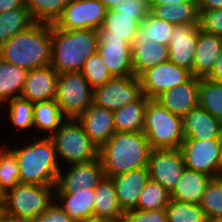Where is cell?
<instances>
[{
    "label": "cell",
    "instance_id": "1",
    "mask_svg": "<svg viewBox=\"0 0 222 222\" xmlns=\"http://www.w3.org/2000/svg\"><path fill=\"white\" fill-rule=\"evenodd\" d=\"M25 137L23 144L20 139L17 143L14 140L6 142L7 147L17 157L20 183L56 186L61 166L52 139L44 136H27L26 140Z\"/></svg>",
    "mask_w": 222,
    "mask_h": 222
},
{
    "label": "cell",
    "instance_id": "2",
    "mask_svg": "<svg viewBox=\"0 0 222 222\" xmlns=\"http://www.w3.org/2000/svg\"><path fill=\"white\" fill-rule=\"evenodd\" d=\"M0 58L27 71L51 64V24L35 22L0 47Z\"/></svg>",
    "mask_w": 222,
    "mask_h": 222
},
{
    "label": "cell",
    "instance_id": "3",
    "mask_svg": "<svg viewBox=\"0 0 222 222\" xmlns=\"http://www.w3.org/2000/svg\"><path fill=\"white\" fill-rule=\"evenodd\" d=\"M152 148L144 133L115 132L99 148V159L106 177L148 167Z\"/></svg>",
    "mask_w": 222,
    "mask_h": 222
},
{
    "label": "cell",
    "instance_id": "4",
    "mask_svg": "<svg viewBox=\"0 0 222 222\" xmlns=\"http://www.w3.org/2000/svg\"><path fill=\"white\" fill-rule=\"evenodd\" d=\"M51 67L58 73L81 71L87 59L97 53L98 33L94 29L62 30L51 24Z\"/></svg>",
    "mask_w": 222,
    "mask_h": 222
},
{
    "label": "cell",
    "instance_id": "5",
    "mask_svg": "<svg viewBox=\"0 0 222 222\" xmlns=\"http://www.w3.org/2000/svg\"><path fill=\"white\" fill-rule=\"evenodd\" d=\"M50 138L60 166L88 163L99 158V148L77 119H66Z\"/></svg>",
    "mask_w": 222,
    "mask_h": 222
},
{
    "label": "cell",
    "instance_id": "6",
    "mask_svg": "<svg viewBox=\"0 0 222 222\" xmlns=\"http://www.w3.org/2000/svg\"><path fill=\"white\" fill-rule=\"evenodd\" d=\"M143 133L152 149H178L185 139L183 117L150 99L146 107Z\"/></svg>",
    "mask_w": 222,
    "mask_h": 222
},
{
    "label": "cell",
    "instance_id": "7",
    "mask_svg": "<svg viewBox=\"0 0 222 222\" xmlns=\"http://www.w3.org/2000/svg\"><path fill=\"white\" fill-rule=\"evenodd\" d=\"M55 186L19 183L5 192L3 212L32 221L54 202Z\"/></svg>",
    "mask_w": 222,
    "mask_h": 222
},
{
    "label": "cell",
    "instance_id": "8",
    "mask_svg": "<svg viewBox=\"0 0 222 222\" xmlns=\"http://www.w3.org/2000/svg\"><path fill=\"white\" fill-rule=\"evenodd\" d=\"M55 100L66 119H77L93 104V88L80 71L61 73Z\"/></svg>",
    "mask_w": 222,
    "mask_h": 222
},
{
    "label": "cell",
    "instance_id": "9",
    "mask_svg": "<svg viewBox=\"0 0 222 222\" xmlns=\"http://www.w3.org/2000/svg\"><path fill=\"white\" fill-rule=\"evenodd\" d=\"M185 168L213 178L222 174V155L218 139L184 140L180 147Z\"/></svg>",
    "mask_w": 222,
    "mask_h": 222
},
{
    "label": "cell",
    "instance_id": "10",
    "mask_svg": "<svg viewBox=\"0 0 222 222\" xmlns=\"http://www.w3.org/2000/svg\"><path fill=\"white\" fill-rule=\"evenodd\" d=\"M142 95V88L138 77L115 76L104 85L93 89V103L114 111L126 104L137 101Z\"/></svg>",
    "mask_w": 222,
    "mask_h": 222
},
{
    "label": "cell",
    "instance_id": "11",
    "mask_svg": "<svg viewBox=\"0 0 222 222\" xmlns=\"http://www.w3.org/2000/svg\"><path fill=\"white\" fill-rule=\"evenodd\" d=\"M107 8L97 0H70L54 25L62 30L99 29Z\"/></svg>",
    "mask_w": 222,
    "mask_h": 222
},
{
    "label": "cell",
    "instance_id": "12",
    "mask_svg": "<svg viewBox=\"0 0 222 222\" xmlns=\"http://www.w3.org/2000/svg\"><path fill=\"white\" fill-rule=\"evenodd\" d=\"M98 33V54L113 77L134 76L132 66V45L122 37L109 36L100 28Z\"/></svg>",
    "mask_w": 222,
    "mask_h": 222
},
{
    "label": "cell",
    "instance_id": "13",
    "mask_svg": "<svg viewBox=\"0 0 222 222\" xmlns=\"http://www.w3.org/2000/svg\"><path fill=\"white\" fill-rule=\"evenodd\" d=\"M191 76L190 71L168 60L145 70L138 78L142 94L149 99H155L164 91L186 82Z\"/></svg>",
    "mask_w": 222,
    "mask_h": 222
},
{
    "label": "cell",
    "instance_id": "14",
    "mask_svg": "<svg viewBox=\"0 0 222 222\" xmlns=\"http://www.w3.org/2000/svg\"><path fill=\"white\" fill-rule=\"evenodd\" d=\"M184 169L185 161L180 148L152 149L148 161L150 179L170 193L181 179Z\"/></svg>",
    "mask_w": 222,
    "mask_h": 222
},
{
    "label": "cell",
    "instance_id": "15",
    "mask_svg": "<svg viewBox=\"0 0 222 222\" xmlns=\"http://www.w3.org/2000/svg\"><path fill=\"white\" fill-rule=\"evenodd\" d=\"M104 176L99 158L88 163L62 166L54 192H73L82 188L94 189Z\"/></svg>",
    "mask_w": 222,
    "mask_h": 222
},
{
    "label": "cell",
    "instance_id": "16",
    "mask_svg": "<svg viewBox=\"0 0 222 222\" xmlns=\"http://www.w3.org/2000/svg\"><path fill=\"white\" fill-rule=\"evenodd\" d=\"M199 24L175 25L173 36L168 44L169 61L183 67L193 75V60L197 47Z\"/></svg>",
    "mask_w": 222,
    "mask_h": 222
},
{
    "label": "cell",
    "instance_id": "17",
    "mask_svg": "<svg viewBox=\"0 0 222 222\" xmlns=\"http://www.w3.org/2000/svg\"><path fill=\"white\" fill-rule=\"evenodd\" d=\"M200 78L191 76L186 82L161 93L154 100L171 113L184 117L199 106Z\"/></svg>",
    "mask_w": 222,
    "mask_h": 222
},
{
    "label": "cell",
    "instance_id": "18",
    "mask_svg": "<svg viewBox=\"0 0 222 222\" xmlns=\"http://www.w3.org/2000/svg\"><path fill=\"white\" fill-rule=\"evenodd\" d=\"M114 112L100 107L94 103L77 118L82 125L84 132L90 137L91 141L100 148L116 132L114 126Z\"/></svg>",
    "mask_w": 222,
    "mask_h": 222
},
{
    "label": "cell",
    "instance_id": "19",
    "mask_svg": "<svg viewBox=\"0 0 222 222\" xmlns=\"http://www.w3.org/2000/svg\"><path fill=\"white\" fill-rule=\"evenodd\" d=\"M117 201L123 212L136 209L143 188L150 179L148 167L111 177Z\"/></svg>",
    "mask_w": 222,
    "mask_h": 222
},
{
    "label": "cell",
    "instance_id": "20",
    "mask_svg": "<svg viewBox=\"0 0 222 222\" xmlns=\"http://www.w3.org/2000/svg\"><path fill=\"white\" fill-rule=\"evenodd\" d=\"M58 75L51 65L28 71L20 97L32 103L54 100Z\"/></svg>",
    "mask_w": 222,
    "mask_h": 222
},
{
    "label": "cell",
    "instance_id": "21",
    "mask_svg": "<svg viewBox=\"0 0 222 222\" xmlns=\"http://www.w3.org/2000/svg\"><path fill=\"white\" fill-rule=\"evenodd\" d=\"M221 128L222 122L199 106L183 117L184 140L218 139Z\"/></svg>",
    "mask_w": 222,
    "mask_h": 222
},
{
    "label": "cell",
    "instance_id": "22",
    "mask_svg": "<svg viewBox=\"0 0 222 222\" xmlns=\"http://www.w3.org/2000/svg\"><path fill=\"white\" fill-rule=\"evenodd\" d=\"M222 51V37L198 31L197 47L193 60V76L206 78Z\"/></svg>",
    "mask_w": 222,
    "mask_h": 222
},
{
    "label": "cell",
    "instance_id": "23",
    "mask_svg": "<svg viewBox=\"0 0 222 222\" xmlns=\"http://www.w3.org/2000/svg\"><path fill=\"white\" fill-rule=\"evenodd\" d=\"M213 177L185 168L181 179L170 193V198L190 204H199Z\"/></svg>",
    "mask_w": 222,
    "mask_h": 222
},
{
    "label": "cell",
    "instance_id": "24",
    "mask_svg": "<svg viewBox=\"0 0 222 222\" xmlns=\"http://www.w3.org/2000/svg\"><path fill=\"white\" fill-rule=\"evenodd\" d=\"M54 201L74 221L94 216V189L82 188L73 192H54Z\"/></svg>",
    "mask_w": 222,
    "mask_h": 222
},
{
    "label": "cell",
    "instance_id": "25",
    "mask_svg": "<svg viewBox=\"0 0 222 222\" xmlns=\"http://www.w3.org/2000/svg\"><path fill=\"white\" fill-rule=\"evenodd\" d=\"M94 216L122 222L124 212L120 208L112 178L104 176L94 188Z\"/></svg>",
    "mask_w": 222,
    "mask_h": 222
},
{
    "label": "cell",
    "instance_id": "26",
    "mask_svg": "<svg viewBox=\"0 0 222 222\" xmlns=\"http://www.w3.org/2000/svg\"><path fill=\"white\" fill-rule=\"evenodd\" d=\"M150 99L142 95L137 101L114 110L116 132L143 133L145 112Z\"/></svg>",
    "mask_w": 222,
    "mask_h": 222
},
{
    "label": "cell",
    "instance_id": "27",
    "mask_svg": "<svg viewBox=\"0 0 222 222\" xmlns=\"http://www.w3.org/2000/svg\"><path fill=\"white\" fill-rule=\"evenodd\" d=\"M168 60L169 48L166 45L149 41L145 44L132 43V66L136 77L145 70Z\"/></svg>",
    "mask_w": 222,
    "mask_h": 222
},
{
    "label": "cell",
    "instance_id": "28",
    "mask_svg": "<svg viewBox=\"0 0 222 222\" xmlns=\"http://www.w3.org/2000/svg\"><path fill=\"white\" fill-rule=\"evenodd\" d=\"M65 120L66 118L55 99L34 103L33 126L34 131L38 134L33 136H42L43 134L44 137H50Z\"/></svg>",
    "mask_w": 222,
    "mask_h": 222
},
{
    "label": "cell",
    "instance_id": "29",
    "mask_svg": "<svg viewBox=\"0 0 222 222\" xmlns=\"http://www.w3.org/2000/svg\"><path fill=\"white\" fill-rule=\"evenodd\" d=\"M150 12L162 20L175 25L199 24V11L196 1L150 5Z\"/></svg>",
    "mask_w": 222,
    "mask_h": 222
},
{
    "label": "cell",
    "instance_id": "30",
    "mask_svg": "<svg viewBox=\"0 0 222 222\" xmlns=\"http://www.w3.org/2000/svg\"><path fill=\"white\" fill-rule=\"evenodd\" d=\"M33 107L34 103L29 101L28 99L16 97L2 104L0 106V109H5L0 111L4 113L7 111L6 118H8L7 121L9 120L7 123L11 122L10 124L13 126V129H15L16 132H25L26 134L24 135L27 136L28 134L33 133L31 132L32 129V131H34Z\"/></svg>",
    "mask_w": 222,
    "mask_h": 222
},
{
    "label": "cell",
    "instance_id": "31",
    "mask_svg": "<svg viewBox=\"0 0 222 222\" xmlns=\"http://www.w3.org/2000/svg\"><path fill=\"white\" fill-rule=\"evenodd\" d=\"M28 71L0 58V106L20 97Z\"/></svg>",
    "mask_w": 222,
    "mask_h": 222
},
{
    "label": "cell",
    "instance_id": "32",
    "mask_svg": "<svg viewBox=\"0 0 222 222\" xmlns=\"http://www.w3.org/2000/svg\"><path fill=\"white\" fill-rule=\"evenodd\" d=\"M175 24L155 17L151 12L141 21L140 30L137 32L133 43L147 41L168 46L174 31Z\"/></svg>",
    "mask_w": 222,
    "mask_h": 222
},
{
    "label": "cell",
    "instance_id": "33",
    "mask_svg": "<svg viewBox=\"0 0 222 222\" xmlns=\"http://www.w3.org/2000/svg\"><path fill=\"white\" fill-rule=\"evenodd\" d=\"M140 26L141 22L133 19V16L123 15L110 9L107 10L100 29L109 36L122 37L132 45Z\"/></svg>",
    "mask_w": 222,
    "mask_h": 222
},
{
    "label": "cell",
    "instance_id": "34",
    "mask_svg": "<svg viewBox=\"0 0 222 222\" xmlns=\"http://www.w3.org/2000/svg\"><path fill=\"white\" fill-rule=\"evenodd\" d=\"M34 23L26 7L0 13V47L16 34L27 30Z\"/></svg>",
    "mask_w": 222,
    "mask_h": 222
},
{
    "label": "cell",
    "instance_id": "35",
    "mask_svg": "<svg viewBox=\"0 0 222 222\" xmlns=\"http://www.w3.org/2000/svg\"><path fill=\"white\" fill-rule=\"evenodd\" d=\"M70 0H24L32 19L37 23L54 24Z\"/></svg>",
    "mask_w": 222,
    "mask_h": 222
},
{
    "label": "cell",
    "instance_id": "36",
    "mask_svg": "<svg viewBox=\"0 0 222 222\" xmlns=\"http://www.w3.org/2000/svg\"><path fill=\"white\" fill-rule=\"evenodd\" d=\"M199 107L222 122V83L200 78Z\"/></svg>",
    "mask_w": 222,
    "mask_h": 222
},
{
    "label": "cell",
    "instance_id": "37",
    "mask_svg": "<svg viewBox=\"0 0 222 222\" xmlns=\"http://www.w3.org/2000/svg\"><path fill=\"white\" fill-rule=\"evenodd\" d=\"M4 147H3V146ZM20 183L19 166L15 154L4 144L0 145V188L7 192Z\"/></svg>",
    "mask_w": 222,
    "mask_h": 222
},
{
    "label": "cell",
    "instance_id": "38",
    "mask_svg": "<svg viewBox=\"0 0 222 222\" xmlns=\"http://www.w3.org/2000/svg\"><path fill=\"white\" fill-rule=\"evenodd\" d=\"M165 209L168 222H209L199 204L170 199Z\"/></svg>",
    "mask_w": 222,
    "mask_h": 222
},
{
    "label": "cell",
    "instance_id": "39",
    "mask_svg": "<svg viewBox=\"0 0 222 222\" xmlns=\"http://www.w3.org/2000/svg\"><path fill=\"white\" fill-rule=\"evenodd\" d=\"M170 192L159 183L149 179L140 194L138 210H154L166 208L170 201Z\"/></svg>",
    "mask_w": 222,
    "mask_h": 222
},
{
    "label": "cell",
    "instance_id": "40",
    "mask_svg": "<svg viewBox=\"0 0 222 222\" xmlns=\"http://www.w3.org/2000/svg\"><path fill=\"white\" fill-rule=\"evenodd\" d=\"M199 206L209 222L222 217V178H213L203 194Z\"/></svg>",
    "mask_w": 222,
    "mask_h": 222
},
{
    "label": "cell",
    "instance_id": "41",
    "mask_svg": "<svg viewBox=\"0 0 222 222\" xmlns=\"http://www.w3.org/2000/svg\"><path fill=\"white\" fill-rule=\"evenodd\" d=\"M80 72L93 89L104 85L113 77L98 52L87 59Z\"/></svg>",
    "mask_w": 222,
    "mask_h": 222
},
{
    "label": "cell",
    "instance_id": "42",
    "mask_svg": "<svg viewBox=\"0 0 222 222\" xmlns=\"http://www.w3.org/2000/svg\"><path fill=\"white\" fill-rule=\"evenodd\" d=\"M112 10L123 15L133 16V19L141 22L150 13V1L149 0H122Z\"/></svg>",
    "mask_w": 222,
    "mask_h": 222
},
{
    "label": "cell",
    "instance_id": "43",
    "mask_svg": "<svg viewBox=\"0 0 222 222\" xmlns=\"http://www.w3.org/2000/svg\"><path fill=\"white\" fill-rule=\"evenodd\" d=\"M122 222H168L166 209L138 210L124 212Z\"/></svg>",
    "mask_w": 222,
    "mask_h": 222
},
{
    "label": "cell",
    "instance_id": "44",
    "mask_svg": "<svg viewBox=\"0 0 222 222\" xmlns=\"http://www.w3.org/2000/svg\"><path fill=\"white\" fill-rule=\"evenodd\" d=\"M199 28L207 33L222 37V8L199 12Z\"/></svg>",
    "mask_w": 222,
    "mask_h": 222
},
{
    "label": "cell",
    "instance_id": "45",
    "mask_svg": "<svg viewBox=\"0 0 222 222\" xmlns=\"http://www.w3.org/2000/svg\"><path fill=\"white\" fill-rule=\"evenodd\" d=\"M31 222H75L66 212H64L54 201L42 214L34 218Z\"/></svg>",
    "mask_w": 222,
    "mask_h": 222
},
{
    "label": "cell",
    "instance_id": "46",
    "mask_svg": "<svg viewBox=\"0 0 222 222\" xmlns=\"http://www.w3.org/2000/svg\"><path fill=\"white\" fill-rule=\"evenodd\" d=\"M206 78L214 82L222 83V51L215 62L213 70Z\"/></svg>",
    "mask_w": 222,
    "mask_h": 222
},
{
    "label": "cell",
    "instance_id": "47",
    "mask_svg": "<svg viewBox=\"0 0 222 222\" xmlns=\"http://www.w3.org/2000/svg\"><path fill=\"white\" fill-rule=\"evenodd\" d=\"M198 11L216 10L222 8V0H198Z\"/></svg>",
    "mask_w": 222,
    "mask_h": 222
},
{
    "label": "cell",
    "instance_id": "48",
    "mask_svg": "<svg viewBox=\"0 0 222 222\" xmlns=\"http://www.w3.org/2000/svg\"><path fill=\"white\" fill-rule=\"evenodd\" d=\"M21 7H25L24 0H0V13Z\"/></svg>",
    "mask_w": 222,
    "mask_h": 222
},
{
    "label": "cell",
    "instance_id": "49",
    "mask_svg": "<svg viewBox=\"0 0 222 222\" xmlns=\"http://www.w3.org/2000/svg\"><path fill=\"white\" fill-rule=\"evenodd\" d=\"M0 222H30V221L6 214L5 212H2L0 214Z\"/></svg>",
    "mask_w": 222,
    "mask_h": 222
},
{
    "label": "cell",
    "instance_id": "50",
    "mask_svg": "<svg viewBox=\"0 0 222 222\" xmlns=\"http://www.w3.org/2000/svg\"><path fill=\"white\" fill-rule=\"evenodd\" d=\"M150 5H162V4H175V3H181V2H188V1H194V0H149Z\"/></svg>",
    "mask_w": 222,
    "mask_h": 222
},
{
    "label": "cell",
    "instance_id": "51",
    "mask_svg": "<svg viewBox=\"0 0 222 222\" xmlns=\"http://www.w3.org/2000/svg\"><path fill=\"white\" fill-rule=\"evenodd\" d=\"M101 4H103L107 10L113 9V7L117 6L119 3H122V0H97Z\"/></svg>",
    "mask_w": 222,
    "mask_h": 222
},
{
    "label": "cell",
    "instance_id": "52",
    "mask_svg": "<svg viewBox=\"0 0 222 222\" xmlns=\"http://www.w3.org/2000/svg\"><path fill=\"white\" fill-rule=\"evenodd\" d=\"M75 222H114V221H112L110 219L100 218L97 216H91L89 218H85V219L78 220Z\"/></svg>",
    "mask_w": 222,
    "mask_h": 222
},
{
    "label": "cell",
    "instance_id": "53",
    "mask_svg": "<svg viewBox=\"0 0 222 222\" xmlns=\"http://www.w3.org/2000/svg\"><path fill=\"white\" fill-rule=\"evenodd\" d=\"M5 192L0 188V206H4Z\"/></svg>",
    "mask_w": 222,
    "mask_h": 222
},
{
    "label": "cell",
    "instance_id": "54",
    "mask_svg": "<svg viewBox=\"0 0 222 222\" xmlns=\"http://www.w3.org/2000/svg\"><path fill=\"white\" fill-rule=\"evenodd\" d=\"M219 143H220V148H221V155H222V128H221V132L220 135L218 137Z\"/></svg>",
    "mask_w": 222,
    "mask_h": 222
},
{
    "label": "cell",
    "instance_id": "55",
    "mask_svg": "<svg viewBox=\"0 0 222 222\" xmlns=\"http://www.w3.org/2000/svg\"><path fill=\"white\" fill-rule=\"evenodd\" d=\"M212 222H222V217H219V218L213 220Z\"/></svg>",
    "mask_w": 222,
    "mask_h": 222
},
{
    "label": "cell",
    "instance_id": "56",
    "mask_svg": "<svg viewBox=\"0 0 222 222\" xmlns=\"http://www.w3.org/2000/svg\"><path fill=\"white\" fill-rule=\"evenodd\" d=\"M3 207L4 206H0V214L3 212Z\"/></svg>",
    "mask_w": 222,
    "mask_h": 222
}]
</instances>
